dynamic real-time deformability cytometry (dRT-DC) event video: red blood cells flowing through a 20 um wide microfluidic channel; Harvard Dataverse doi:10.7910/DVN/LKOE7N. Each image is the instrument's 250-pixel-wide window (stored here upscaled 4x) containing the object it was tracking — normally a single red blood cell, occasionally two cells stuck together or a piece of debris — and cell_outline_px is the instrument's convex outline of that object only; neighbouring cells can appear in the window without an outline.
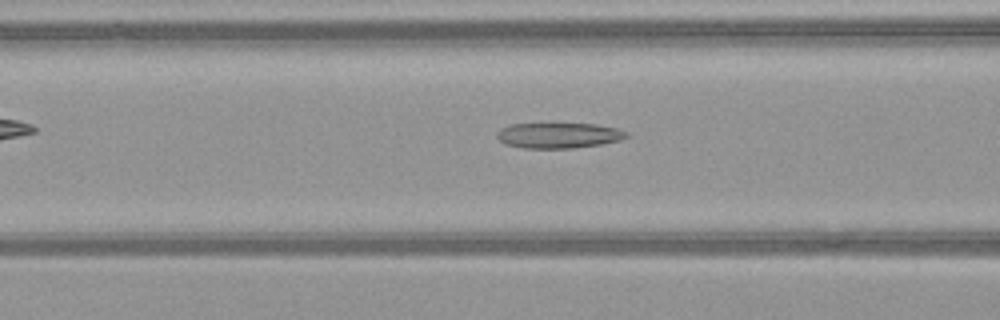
{"species": "common noctule bat (a hibernating species)", "species_latin": "Nyctalus noctula", "temperature_condition": "warm", "stored_images_in_passage": 34, "camera_frame_rate_fps": 3000, "um_per_image_px": 0.085, "animal": {"sex": "female", "body_mass_g": 21.9}, "frame": {"image": 1, "passage_image": 5, "time_ms": 1.333, "image_size_px": [1000, 320], "cell_outline_px": [[628, 136], [620, 140], [600, 144], [572, 148], [524, 148], [504, 144], [496, 136], [496, 132], [500, 128], [512, 124], [596, 124], [616, 128], [628, 132]], "centroid_in_image_um": [47.46, 11.51], "position_along_channel_um": 119.1, "area_um2": 19.13}}
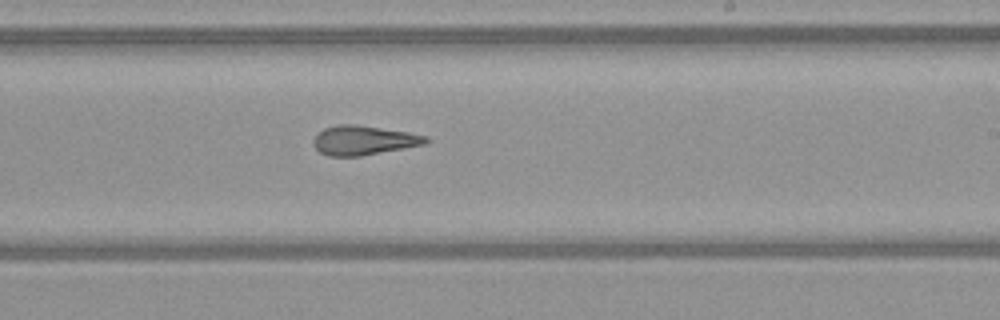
{"frame": {"image": 2, "passage_image": 15, "time_ms": 4.667, "image_size_px": [1000, 320], "cell_outline_px": [[432, 140], [424, 144], [404, 148], [360, 156], [328, 156], [320, 152], [312, 144], [312, 140], [324, 128], [336, 124], [356, 124], [408, 132], [428, 136]], "centroid_in_image_um": [30.91, 11.92], "position_along_channel_um": 258.1, "area_um2": 19.25}}
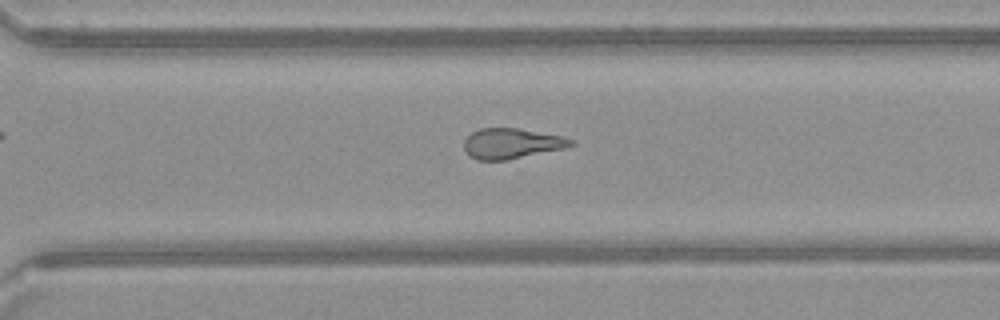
{"frame": {"image": 3, "passage_image": 20, "time_ms": 6.333, "image_size_px": [1000, 320], "cell_outline_px": [[576, 144], [564, 148], [508, 160], [476, 160], [468, 156], [464, 148], [464, 140], [472, 132], [480, 128], [516, 128], [564, 136], [576, 140]], "centroid_in_image_um": [43.5, 12.2], "position_along_channel_um": 327.1, "area_um2": 19.07}, "authors_computed_cell_mechanics": {"area_um2": 19.4208, "velocity_mm_per_s": 4.164, "shape_relaxation_time_tau1_ms": null, "shape_relaxation_time_tau2_ms": 3.0855, "deformation_change_tau1": null, "deformation_change_tau2": 0.1519}}